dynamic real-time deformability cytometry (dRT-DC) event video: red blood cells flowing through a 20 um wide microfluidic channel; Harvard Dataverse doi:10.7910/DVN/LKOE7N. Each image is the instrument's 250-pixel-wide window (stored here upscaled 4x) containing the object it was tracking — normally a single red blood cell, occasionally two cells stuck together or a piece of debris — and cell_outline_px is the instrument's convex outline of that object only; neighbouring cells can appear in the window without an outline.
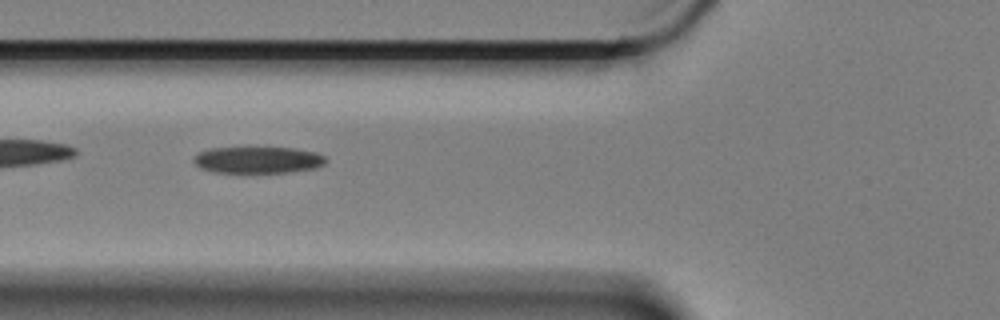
{"species": "Egyptian fruit bat (a non-hibernating species)", "species_latin": "Rousettus aegyptiacus", "temperature_condition": "cold", "stored_images_in_passage": 5, "camera_frame_rate_fps": 3000, "um_per_image_px": 0.085, "animal": {"sex": "female"}, "frame": {"image": 1, "passage_image": 4, "time_ms": 1.0, "image_size_px": [1000, 320], "cell_outline_px": [[328, 160], [324, 164], [312, 168], [284, 172], [212, 172], [200, 168], [192, 160], [200, 152], [208, 148], [296, 148], [316, 152], [324, 156]], "centroid_in_image_um": [21.91, 13.59], "position_along_channel_um": 103.9, "area_um2": 20.23}}